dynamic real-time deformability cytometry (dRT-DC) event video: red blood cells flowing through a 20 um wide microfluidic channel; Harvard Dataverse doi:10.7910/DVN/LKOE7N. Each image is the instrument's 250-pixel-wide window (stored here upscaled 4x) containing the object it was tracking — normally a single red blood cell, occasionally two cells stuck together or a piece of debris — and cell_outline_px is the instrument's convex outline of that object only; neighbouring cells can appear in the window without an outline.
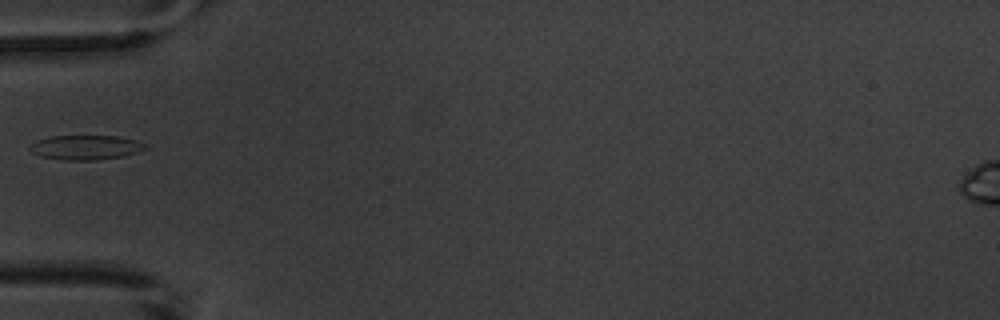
{"species": "common noctule bat (a hibernating species)", "species_latin": "Nyctalus noctula", "temperature_condition": "warm", "stored_images_in_passage": 3, "camera_frame_rate_fps": 3000, "um_per_image_px": 0.085, "animal": {"sex": "male", "body_mass_g": 20.1, "forearm_length_mm": 53.5}, "frame": {"image": 1, "passage_image": 2, "time_ms": 1.333, "image_size_px": [1000, 320], "cell_outline_px": [[148, 148], [124, 156], [96, 160], [64, 160], [40, 156], [32, 152], [28, 148], [36, 140], [48, 136], [116, 136], [136, 140], [148, 144]], "centroid_in_image_um": [7.29, 12.53], "position_along_channel_um": 77.7, "area_um2": 16.59}}
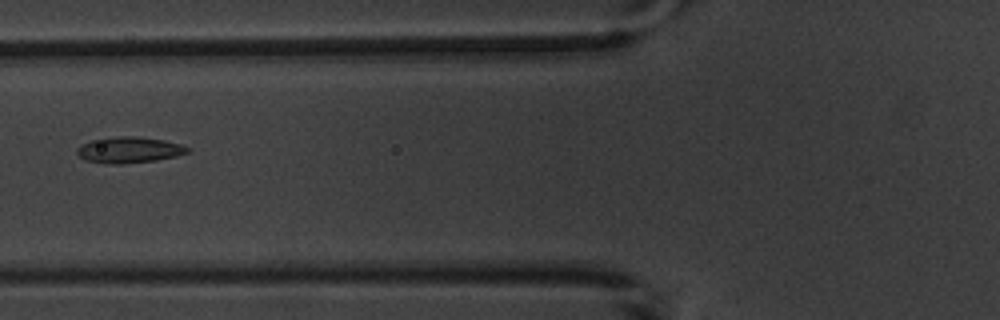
{"frame": {"image": 2, "passage_image": 3, "time_ms": 2.333, "image_size_px": [1000, 320], "cell_outline_px": [[192, 148], [188, 152], [176, 156], [156, 160], [124, 164], [108, 164], [84, 160], [76, 152], [76, 148], [92, 140], [120, 136], [136, 136], [164, 140], [180, 144]], "centroid_in_image_um": [10.99, 12.75], "position_along_channel_um": 114.8, "area_um2": 16.76}}